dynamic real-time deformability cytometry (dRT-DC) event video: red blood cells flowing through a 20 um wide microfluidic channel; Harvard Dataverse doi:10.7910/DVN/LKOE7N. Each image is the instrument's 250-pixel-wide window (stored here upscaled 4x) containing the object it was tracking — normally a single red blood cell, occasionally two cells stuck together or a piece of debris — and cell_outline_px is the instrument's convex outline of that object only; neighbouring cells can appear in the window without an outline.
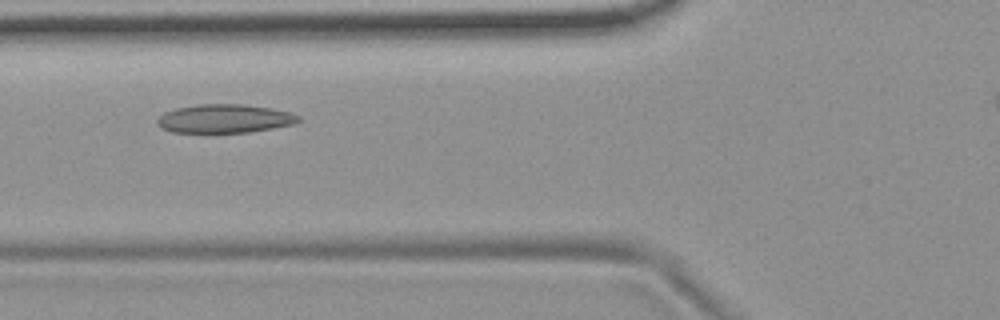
{"species": "common noctule bat (a hibernating species)", "species_latin": "Nyctalus noctula", "temperature_condition": "room temperature", "stored_images_in_passage": 3, "camera_frame_rate_fps": 3000, "um_per_image_px": 0.085, "animal": {"sex": "female", "body_mass_g": 19.9}, "frame": {"image": 1, "passage_image": 2, "time_ms": 0.333, "image_size_px": [1000, 320], "cell_outline_px": [[300, 120], [292, 124], [272, 128], [248, 132], [172, 132], [164, 128], [156, 120], [164, 112], [176, 108], [196, 104], [244, 104], [272, 108], [288, 112], [300, 116]], "centroid_in_image_um": [19.1, 10.07], "position_along_channel_um": 106.7, "area_um2": 23.29}}
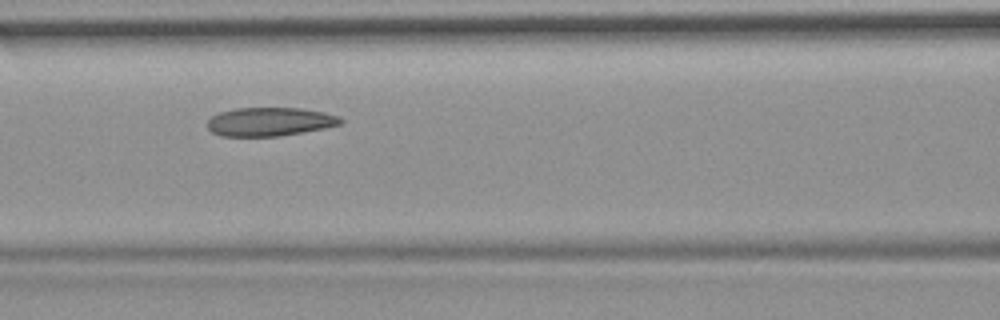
{"frame": {"image": 2, "passage_image": 3, "time_ms": 0.667, "image_size_px": [1000, 320], "cell_outline_px": [[344, 120], [340, 124], [324, 128], [280, 136], [220, 136], [212, 132], [208, 128], [208, 120], [212, 116], [220, 112], [236, 108], [300, 108], [324, 112], [340, 116]], "centroid_in_image_um": [22.94, 10.34], "position_along_channel_um": 143.7, "area_um2": 22.2}}